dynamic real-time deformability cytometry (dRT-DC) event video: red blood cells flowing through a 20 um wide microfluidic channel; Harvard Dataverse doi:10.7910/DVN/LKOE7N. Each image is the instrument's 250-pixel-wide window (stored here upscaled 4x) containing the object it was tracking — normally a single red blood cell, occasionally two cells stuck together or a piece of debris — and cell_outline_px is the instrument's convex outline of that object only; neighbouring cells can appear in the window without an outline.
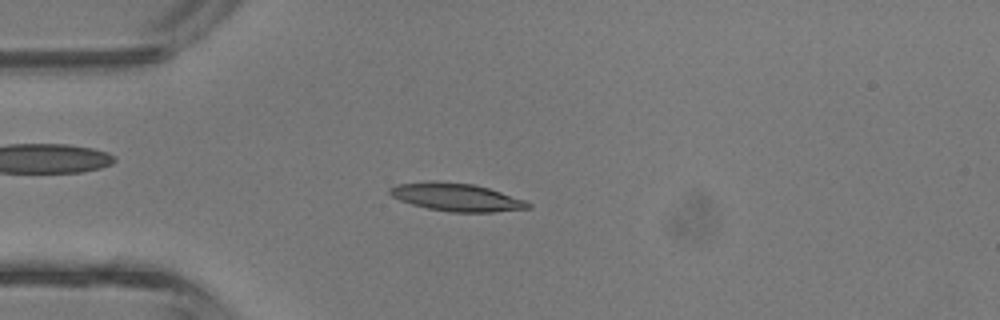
{"species": "common noctule bat (a hibernating species)", "species_latin": "Nyctalus noctula", "temperature_condition": "room temperature", "stored_images_in_passage": 41, "camera_frame_rate_fps": 3000, "um_per_image_px": 0.085, "animal": {"sex": "male", "body_mass_g": 13.3}, "frame": {"image": 1, "passage_image": 10, "time_ms": 3.0, "image_size_px": [1000, 320], "cell_outline_px": [[532, 208], [492, 212], [452, 212], [428, 208], [412, 204], [400, 200], [392, 196], [388, 192], [388, 188], [396, 184], [472, 184], [488, 188], [524, 200], [532, 204]], "centroid_in_image_um": [38.87, 16.81], "position_along_channel_um": 46.1, "area_um2": 21.33}}
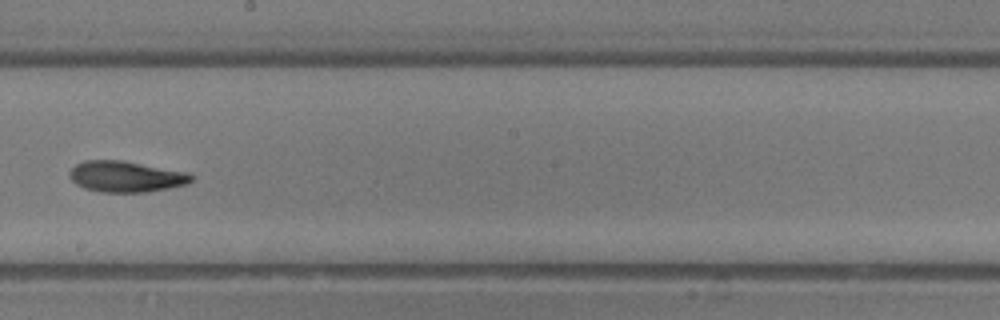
{"frame": {"image": 2, "passage_image": 23, "time_ms": 7.333, "image_size_px": [1000, 320], "cell_outline_px": [[196, 176], [188, 184], [148, 192], [100, 192], [84, 188], [76, 184], [72, 180], [68, 172], [76, 164], [84, 160], [120, 160], [188, 172]], "centroid_in_image_um": [10.72, 15.01], "position_along_channel_um": 237.5, "area_um2": 22.08}}
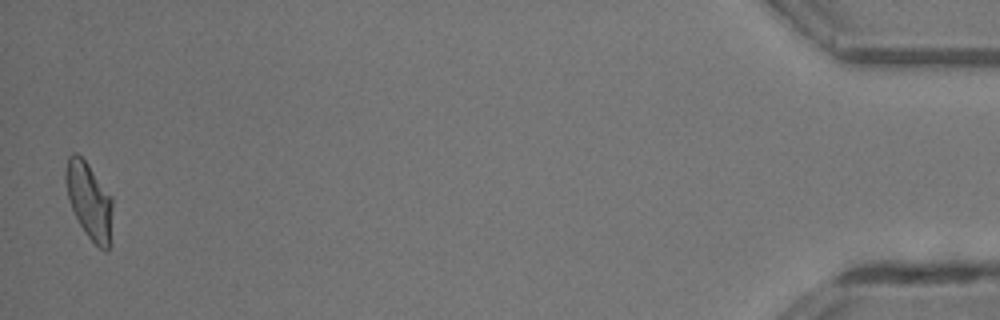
{"frame": {"image": 3, "passage_image": 41, "time_ms": 13.333, "image_size_px": [1000, 320], "cell_outline_px": [[112, 208], [108, 252], [104, 252], [84, 232], [72, 208], [68, 196], [64, 180], [64, 172], [68, 156], [72, 152], [76, 152], [88, 164], [112, 196]], "centroid_in_image_um": [7.56, 17.02], "position_along_channel_um": 427.6, "area_um2": 20.75}, "authors_computed_cell_mechanics": {"area_um2": 21.3282, "velocity_mm_per_s": 4.8032, "shape_relaxation_time_tau1_ms": 2.776, "shape_relaxation_time_tau2_ms": 5.7994, "deformation_change_tau1": 0.1522, "deformation_change_tau2": 0.1515}}